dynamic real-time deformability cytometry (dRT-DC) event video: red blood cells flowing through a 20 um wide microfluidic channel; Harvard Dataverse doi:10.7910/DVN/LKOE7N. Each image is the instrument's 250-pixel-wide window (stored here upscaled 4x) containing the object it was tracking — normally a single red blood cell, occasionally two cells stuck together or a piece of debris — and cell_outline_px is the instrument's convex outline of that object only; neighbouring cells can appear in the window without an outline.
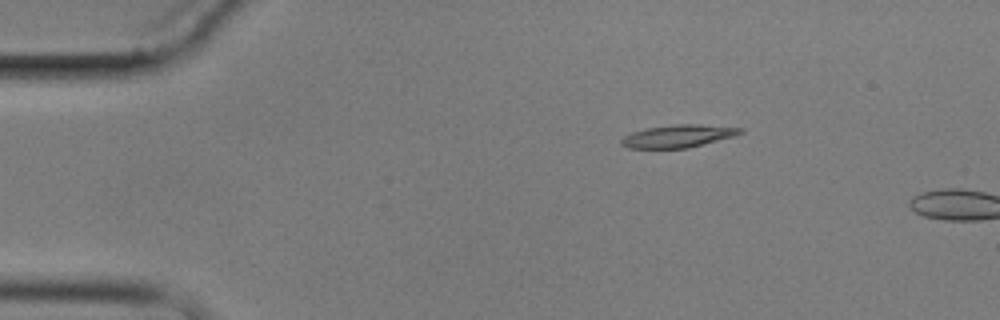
{"species": "common noctule bat (a hibernating species)", "species_latin": "Nyctalus noctula", "temperature_condition": "cold", "stored_images_in_passage": 3, "camera_frame_rate_fps": 3000, "um_per_image_px": 0.085, "animal": {"sex": "male", "body_mass_g": 17.9}, "frame": {"image": 1, "passage_image": 2, "time_ms": 1.333, "image_size_px": [1000, 320], "cell_outline_px": [[744, 132], [732, 136], [688, 148], [628, 148], [620, 144], [620, 140], [624, 136], [632, 132], [648, 128], [676, 124], [700, 124], [744, 128]], "centroid_in_image_um": [57.62, 11.56], "position_along_channel_um": 27.4, "area_um2": 15.55}}